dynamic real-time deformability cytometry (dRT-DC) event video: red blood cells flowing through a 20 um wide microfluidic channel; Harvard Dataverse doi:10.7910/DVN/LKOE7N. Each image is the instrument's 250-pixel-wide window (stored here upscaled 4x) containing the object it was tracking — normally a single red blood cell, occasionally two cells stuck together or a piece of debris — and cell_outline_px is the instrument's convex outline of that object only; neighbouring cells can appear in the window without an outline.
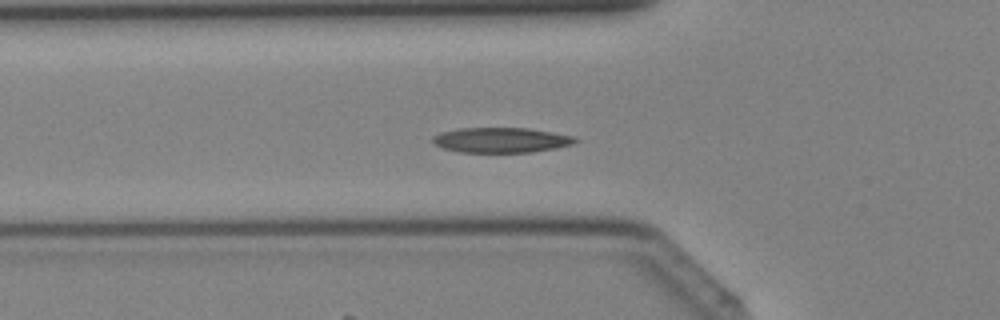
{"species": "Egyptian fruit bat (a non-hibernating species)", "species_latin": "Rousettus aegyptiacus", "temperature_condition": "cold", "stored_images_in_passage": 40, "camera_frame_rate_fps": 3000, "um_per_image_px": 0.085, "animal": {"sex": "female"}, "frame": {"image": 1, "passage_image": 14, "time_ms": 4.333, "image_size_px": [1000, 320], "cell_outline_px": [[580, 140], [572, 144], [556, 148], [532, 152], [460, 152], [444, 148], [432, 144], [432, 136], [440, 132], [460, 128], [528, 128], [552, 132], [572, 136]], "centroid_in_image_um": [42.57, 11.9], "position_along_channel_um": 83.2, "area_um2": 20.87}}
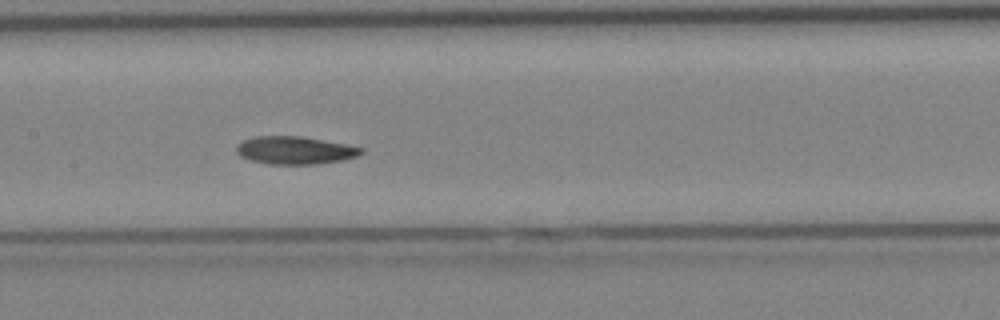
{"frame": {"image": 2, "passage_image": 20, "time_ms": 6.333, "image_size_px": [1000, 320], "cell_outline_px": [[364, 152], [356, 156], [340, 160], [316, 164], [268, 164], [252, 160], [240, 156], [236, 152], [236, 144], [240, 140], [252, 136], [300, 136], [344, 144], [364, 148]], "centroid_in_image_um": [25.0, 12.76], "position_along_channel_um": 182.4, "area_um2": 20.17}}
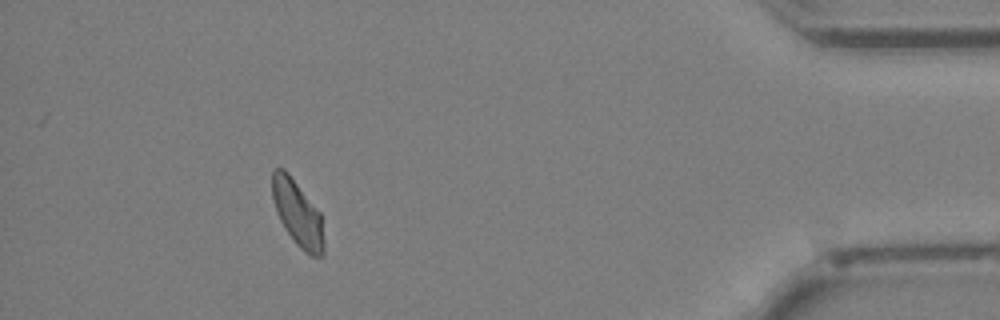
{"frame": {"image": 3, "passage_image": 37, "time_ms": 12.0, "image_size_px": [1000, 320], "cell_outline_px": [[324, 256], [312, 256], [304, 252], [296, 244], [284, 228], [276, 212], [272, 196], [272, 172], [276, 168], [284, 168], [288, 172], [320, 212], [324, 240]], "centroid_in_image_um": [25.29, 18.15], "position_along_channel_um": 409.9, "area_um2": 19.83}}